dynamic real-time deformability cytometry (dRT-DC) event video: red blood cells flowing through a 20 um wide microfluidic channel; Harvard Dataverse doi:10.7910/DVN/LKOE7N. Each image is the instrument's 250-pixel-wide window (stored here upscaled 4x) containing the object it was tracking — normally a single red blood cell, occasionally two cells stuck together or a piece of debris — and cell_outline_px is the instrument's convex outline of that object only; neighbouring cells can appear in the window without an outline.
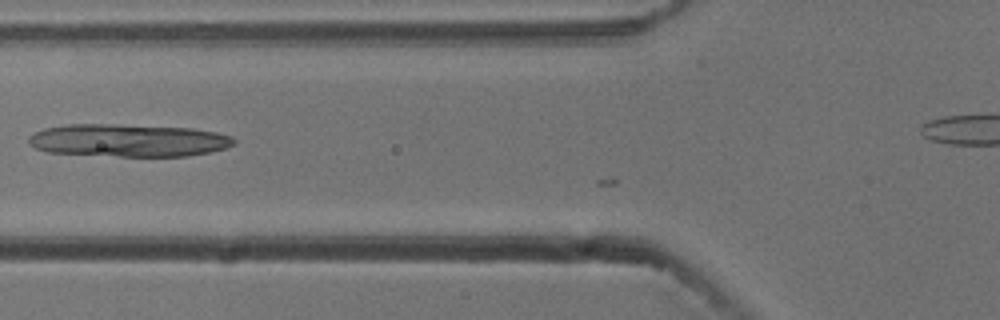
{"species": "common noctule bat (a hibernating species)", "species_latin": "Nyctalus noctula", "temperature_condition": "cold", "stored_images_in_passage": 3, "camera_frame_rate_fps": 3000, "um_per_image_px": 0.085, "animal": {"sex": "male", "body_mass_g": 13.3}, "frame": {"image": 1, "passage_image": 2, "time_ms": 0.333, "image_size_px": [1000, 320], "cell_outline_px": [[236, 144], [212, 152], [188, 156], [120, 156], [48, 152], [36, 148], [28, 144], [28, 136], [32, 132], [44, 128], [68, 124], [112, 124], [192, 128], [216, 132], [232, 136], [236, 140]], "centroid_in_image_um": [10.91, 11.93], "position_along_channel_um": 114.9, "area_um2": 39.3}}